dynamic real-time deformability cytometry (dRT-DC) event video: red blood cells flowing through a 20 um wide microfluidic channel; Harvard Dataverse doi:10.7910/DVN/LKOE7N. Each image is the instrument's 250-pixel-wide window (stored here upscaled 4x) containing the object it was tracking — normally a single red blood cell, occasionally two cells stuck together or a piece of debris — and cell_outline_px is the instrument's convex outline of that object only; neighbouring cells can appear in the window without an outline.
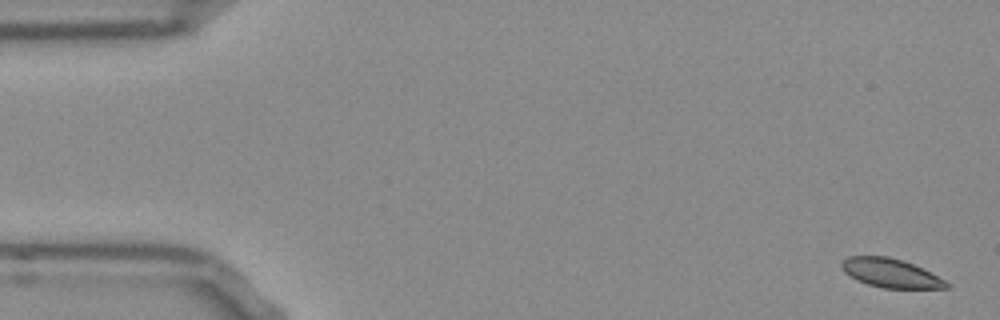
{"species": "Egyptian fruit bat (a non-hibernating species)", "species_latin": "Rousettus aegyptiacus", "temperature_condition": "room temperature", "stored_images_in_passage": 11, "camera_frame_rate_fps": 3000, "um_per_image_px": 0.085, "frame": {"image": 1, "passage_image": 1, "time_ms": 0.0, "image_size_px": [1000, 320], "cell_outline_px": [[952, 288], [884, 288], [868, 284], [856, 280], [844, 272], [840, 268], [840, 264], [848, 256], [888, 256], [912, 264], [952, 284]], "centroid_in_image_um": [75.67, 23.22], "position_along_channel_um": 9.3, "area_um2": 17.46}}